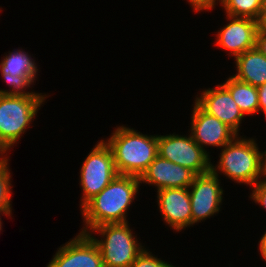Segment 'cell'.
<instances>
[{"label": "cell", "instance_id": "17", "mask_svg": "<svg viewBox=\"0 0 266 267\" xmlns=\"http://www.w3.org/2000/svg\"><path fill=\"white\" fill-rule=\"evenodd\" d=\"M230 92L239 109L246 116H254L259 113V96L257 87L242 82L232 75L221 82Z\"/></svg>", "mask_w": 266, "mask_h": 267}, {"label": "cell", "instance_id": "22", "mask_svg": "<svg viewBox=\"0 0 266 267\" xmlns=\"http://www.w3.org/2000/svg\"><path fill=\"white\" fill-rule=\"evenodd\" d=\"M191 10L193 9V12L195 13H201L205 12H211L213 9L215 10L216 5L218 6V3L220 5L221 0H186Z\"/></svg>", "mask_w": 266, "mask_h": 267}, {"label": "cell", "instance_id": "7", "mask_svg": "<svg viewBox=\"0 0 266 267\" xmlns=\"http://www.w3.org/2000/svg\"><path fill=\"white\" fill-rule=\"evenodd\" d=\"M8 53V54H7ZM4 53L5 56L0 61V73L2 80L8 85L9 89H1V95L14 96H50L31 90L39 76L38 63L30 53L23 48L13 49ZM35 82V83H34ZM32 85V86H31ZM27 90V91H26ZM31 90V91H30Z\"/></svg>", "mask_w": 266, "mask_h": 267}, {"label": "cell", "instance_id": "12", "mask_svg": "<svg viewBox=\"0 0 266 267\" xmlns=\"http://www.w3.org/2000/svg\"><path fill=\"white\" fill-rule=\"evenodd\" d=\"M194 101L205 112L215 116L237 135H241L239 132L245 116L233 100L229 90L222 83L213 88L200 90V93L195 95Z\"/></svg>", "mask_w": 266, "mask_h": 267}, {"label": "cell", "instance_id": "15", "mask_svg": "<svg viewBox=\"0 0 266 267\" xmlns=\"http://www.w3.org/2000/svg\"><path fill=\"white\" fill-rule=\"evenodd\" d=\"M195 176L191 170L157 155L139 179L141 185L148 184L158 191L164 188H188Z\"/></svg>", "mask_w": 266, "mask_h": 267}, {"label": "cell", "instance_id": "14", "mask_svg": "<svg viewBox=\"0 0 266 267\" xmlns=\"http://www.w3.org/2000/svg\"><path fill=\"white\" fill-rule=\"evenodd\" d=\"M156 192L157 208L162 221L175 233L192 226V210L188 188H164Z\"/></svg>", "mask_w": 266, "mask_h": 267}, {"label": "cell", "instance_id": "21", "mask_svg": "<svg viewBox=\"0 0 266 267\" xmlns=\"http://www.w3.org/2000/svg\"><path fill=\"white\" fill-rule=\"evenodd\" d=\"M250 196L252 203L258 204L266 210V175L251 187Z\"/></svg>", "mask_w": 266, "mask_h": 267}, {"label": "cell", "instance_id": "3", "mask_svg": "<svg viewBox=\"0 0 266 267\" xmlns=\"http://www.w3.org/2000/svg\"><path fill=\"white\" fill-rule=\"evenodd\" d=\"M103 140L112 151L118 175L140 178L158 155L157 134H143L128 125H116Z\"/></svg>", "mask_w": 266, "mask_h": 267}, {"label": "cell", "instance_id": "9", "mask_svg": "<svg viewBox=\"0 0 266 267\" xmlns=\"http://www.w3.org/2000/svg\"><path fill=\"white\" fill-rule=\"evenodd\" d=\"M221 179L212 171L196 175L188 187L192 210V227L222 211L225 198Z\"/></svg>", "mask_w": 266, "mask_h": 267}, {"label": "cell", "instance_id": "16", "mask_svg": "<svg viewBox=\"0 0 266 267\" xmlns=\"http://www.w3.org/2000/svg\"><path fill=\"white\" fill-rule=\"evenodd\" d=\"M236 79L259 87L266 83V56L256 47L233 59Z\"/></svg>", "mask_w": 266, "mask_h": 267}, {"label": "cell", "instance_id": "23", "mask_svg": "<svg viewBox=\"0 0 266 267\" xmlns=\"http://www.w3.org/2000/svg\"><path fill=\"white\" fill-rule=\"evenodd\" d=\"M258 96H259V112H262L263 116L265 115L266 119V83L257 87Z\"/></svg>", "mask_w": 266, "mask_h": 267}, {"label": "cell", "instance_id": "2", "mask_svg": "<svg viewBox=\"0 0 266 267\" xmlns=\"http://www.w3.org/2000/svg\"><path fill=\"white\" fill-rule=\"evenodd\" d=\"M243 136L237 135L220 150L217 164L211 162V171L250 189L265 175L264 150L259 148L256 136Z\"/></svg>", "mask_w": 266, "mask_h": 267}, {"label": "cell", "instance_id": "25", "mask_svg": "<svg viewBox=\"0 0 266 267\" xmlns=\"http://www.w3.org/2000/svg\"><path fill=\"white\" fill-rule=\"evenodd\" d=\"M264 234L261 235L260 240L258 241V252L262 261L266 264V230L263 232Z\"/></svg>", "mask_w": 266, "mask_h": 267}, {"label": "cell", "instance_id": "5", "mask_svg": "<svg viewBox=\"0 0 266 267\" xmlns=\"http://www.w3.org/2000/svg\"><path fill=\"white\" fill-rule=\"evenodd\" d=\"M130 225L129 222L104 224L87 233L97 244L104 267H130L144 250L145 243L143 245ZM96 233L100 237L96 238Z\"/></svg>", "mask_w": 266, "mask_h": 267}, {"label": "cell", "instance_id": "13", "mask_svg": "<svg viewBox=\"0 0 266 267\" xmlns=\"http://www.w3.org/2000/svg\"><path fill=\"white\" fill-rule=\"evenodd\" d=\"M227 24L219 28L215 46L226 51L234 59L245 51L255 48L257 21L251 18L225 16ZM228 52V53H227Z\"/></svg>", "mask_w": 266, "mask_h": 267}, {"label": "cell", "instance_id": "6", "mask_svg": "<svg viewBox=\"0 0 266 267\" xmlns=\"http://www.w3.org/2000/svg\"><path fill=\"white\" fill-rule=\"evenodd\" d=\"M81 165L78 179L82 191L80 209L118 175L112 151L103 139L95 143Z\"/></svg>", "mask_w": 266, "mask_h": 267}, {"label": "cell", "instance_id": "8", "mask_svg": "<svg viewBox=\"0 0 266 267\" xmlns=\"http://www.w3.org/2000/svg\"><path fill=\"white\" fill-rule=\"evenodd\" d=\"M158 155L173 163L191 170L195 175L211 171L212 155L205 152L192 138L191 134L159 135Z\"/></svg>", "mask_w": 266, "mask_h": 267}, {"label": "cell", "instance_id": "18", "mask_svg": "<svg viewBox=\"0 0 266 267\" xmlns=\"http://www.w3.org/2000/svg\"><path fill=\"white\" fill-rule=\"evenodd\" d=\"M264 0H221L224 15L258 20Z\"/></svg>", "mask_w": 266, "mask_h": 267}, {"label": "cell", "instance_id": "11", "mask_svg": "<svg viewBox=\"0 0 266 267\" xmlns=\"http://www.w3.org/2000/svg\"><path fill=\"white\" fill-rule=\"evenodd\" d=\"M46 267H104L97 244L86 234L78 232L57 248Z\"/></svg>", "mask_w": 266, "mask_h": 267}, {"label": "cell", "instance_id": "10", "mask_svg": "<svg viewBox=\"0 0 266 267\" xmlns=\"http://www.w3.org/2000/svg\"><path fill=\"white\" fill-rule=\"evenodd\" d=\"M191 113L188 131L193 140L209 155L211 152L207 148L222 149L237 136L231 128L205 112L195 101L192 104Z\"/></svg>", "mask_w": 266, "mask_h": 267}, {"label": "cell", "instance_id": "19", "mask_svg": "<svg viewBox=\"0 0 266 267\" xmlns=\"http://www.w3.org/2000/svg\"><path fill=\"white\" fill-rule=\"evenodd\" d=\"M10 156L5 155L0 160V209L3 210L8 217L12 218V177L10 170Z\"/></svg>", "mask_w": 266, "mask_h": 267}, {"label": "cell", "instance_id": "4", "mask_svg": "<svg viewBox=\"0 0 266 267\" xmlns=\"http://www.w3.org/2000/svg\"><path fill=\"white\" fill-rule=\"evenodd\" d=\"M49 97L0 94V149L5 155L20 142L19 139H22L27 129L32 127L38 111Z\"/></svg>", "mask_w": 266, "mask_h": 267}, {"label": "cell", "instance_id": "24", "mask_svg": "<svg viewBox=\"0 0 266 267\" xmlns=\"http://www.w3.org/2000/svg\"><path fill=\"white\" fill-rule=\"evenodd\" d=\"M255 47L266 56V31H257Z\"/></svg>", "mask_w": 266, "mask_h": 267}, {"label": "cell", "instance_id": "26", "mask_svg": "<svg viewBox=\"0 0 266 267\" xmlns=\"http://www.w3.org/2000/svg\"><path fill=\"white\" fill-rule=\"evenodd\" d=\"M258 31H266V3H263L261 14L257 20Z\"/></svg>", "mask_w": 266, "mask_h": 267}, {"label": "cell", "instance_id": "1", "mask_svg": "<svg viewBox=\"0 0 266 267\" xmlns=\"http://www.w3.org/2000/svg\"><path fill=\"white\" fill-rule=\"evenodd\" d=\"M140 179L135 176L117 175L100 193L89 200L81 209L83 227L81 233L104 224L129 222L130 206L137 200Z\"/></svg>", "mask_w": 266, "mask_h": 267}, {"label": "cell", "instance_id": "20", "mask_svg": "<svg viewBox=\"0 0 266 267\" xmlns=\"http://www.w3.org/2000/svg\"><path fill=\"white\" fill-rule=\"evenodd\" d=\"M170 261H165L164 259L158 258L150 251L147 246L144 250L137 256L135 261L130 265V267H176ZM179 267V266H178Z\"/></svg>", "mask_w": 266, "mask_h": 267}, {"label": "cell", "instance_id": "27", "mask_svg": "<svg viewBox=\"0 0 266 267\" xmlns=\"http://www.w3.org/2000/svg\"><path fill=\"white\" fill-rule=\"evenodd\" d=\"M1 216H7V218H8V215H7L3 210L0 209V233H1L2 230H3V229H2V227H3V226H2V225H3L2 222H3V221H2V217H1Z\"/></svg>", "mask_w": 266, "mask_h": 267}, {"label": "cell", "instance_id": "29", "mask_svg": "<svg viewBox=\"0 0 266 267\" xmlns=\"http://www.w3.org/2000/svg\"><path fill=\"white\" fill-rule=\"evenodd\" d=\"M5 156V153L0 149V160Z\"/></svg>", "mask_w": 266, "mask_h": 267}, {"label": "cell", "instance_id": "28", "mask_svg": "<svg viewBox=\"0 0 266 267\" xmlns=\"http://www.w3.org/2000/svg\"><path fill=\"white\" fill-rule=\"evenodd\" d=\"M264 172L266 175V150H264Z\"/></svg>", "mask_w": 266, "mask_h": 267}]
</instances>
